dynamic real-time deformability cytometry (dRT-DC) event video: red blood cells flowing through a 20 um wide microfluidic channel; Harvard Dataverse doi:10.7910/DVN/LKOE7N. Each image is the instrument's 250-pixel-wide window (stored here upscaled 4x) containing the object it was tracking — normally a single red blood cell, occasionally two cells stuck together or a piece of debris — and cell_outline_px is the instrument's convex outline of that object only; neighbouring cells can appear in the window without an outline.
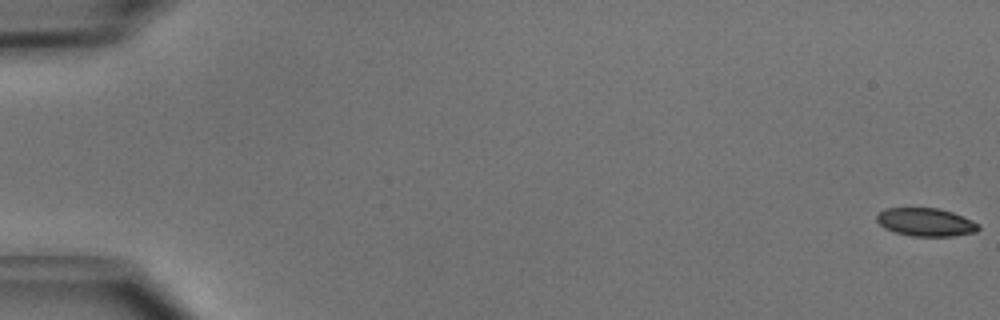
{"species": "common noctule bat (a hibernating species)", "species_latin": "Nyctalus noctula", "temperature_condition": "cold", "stored_images_in_passage": 52, "camera_frame_rate_fps": 3000, "um_per_image_px": 0.085, "animal": {"sex": "male", "body_mass_g": 15.6}, "frame": {"image": 1, "passage_image": 1, "time_ms": 0.0, "image_size_px": [1000, 320], "cell_outline_px": [[980, 228], [976, 232], [952, 236], [912, 236], [896, 232], [884, 228], [876, 220], [876, 212], [884, 208], [940, 208], [964, 216], [980, 224]], "centroid_in_image_um": [78.69, 18.87], "position_along_channel_um": 6.3, "area_um2": 16.88}}
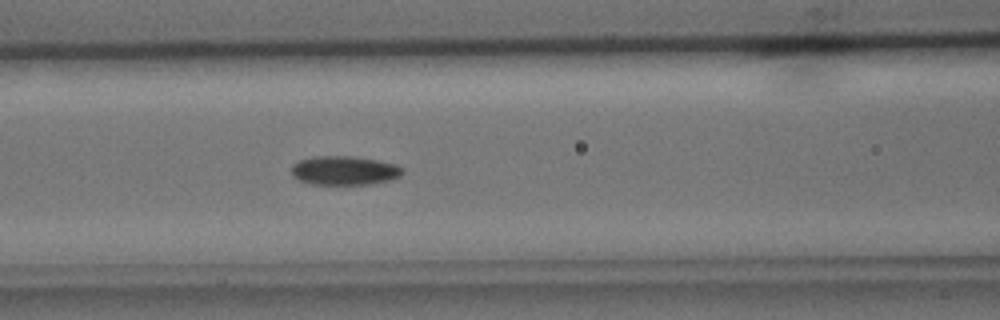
{"frame": {"image": 2, "passage_image": 23, "time_ms": 7.333, "image_size_px": [1000, 320], "cell_outline_px": [[404, 172], [400, 176], [388, 180], [372, 184], [312, 184], [300, 180], [292, 176], [292, 164], [300, 160], [316, 156], [352, 156], [376, 160], [396, 164], [404, 168]], "centroid_in_image_um": [29.28, 14.49], "position_along_channel_um": 137.3, "area_um2": 18.73}}
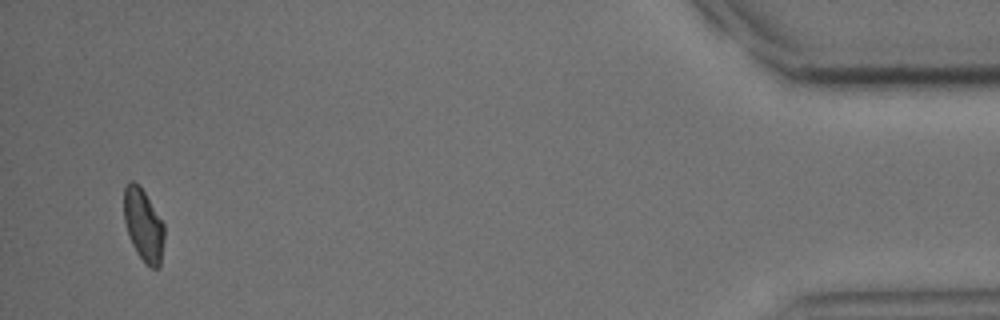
{"frame": {"image": 3, "passage_image": 50, "time_ms": 16.333, "image_size_px": [1000, 320], "cell_outline_px": [[164, 240], [160, 268], [152, 268], [144, 264], [136, 252], [132, 244], [124, 220], [124, 188], [132, 180], [140, 184], [164, 224]], "centroid_in_image_um": [12.2, 19.15], "position_along_channel_um": 423.0, "area_um2": 17.17}, "authors_computed_cell_mechanics": {"area_um2": 17.8891, "velocity_mm_per_s": 3.9897, "shape_relaxation_time_tau1_ms": 2.8268, "shape_relaxation_time_tau2_ms": 4.9472, "deformation_change_tau1": 0.1109, "deformation_change_tau2": 0.0827}}